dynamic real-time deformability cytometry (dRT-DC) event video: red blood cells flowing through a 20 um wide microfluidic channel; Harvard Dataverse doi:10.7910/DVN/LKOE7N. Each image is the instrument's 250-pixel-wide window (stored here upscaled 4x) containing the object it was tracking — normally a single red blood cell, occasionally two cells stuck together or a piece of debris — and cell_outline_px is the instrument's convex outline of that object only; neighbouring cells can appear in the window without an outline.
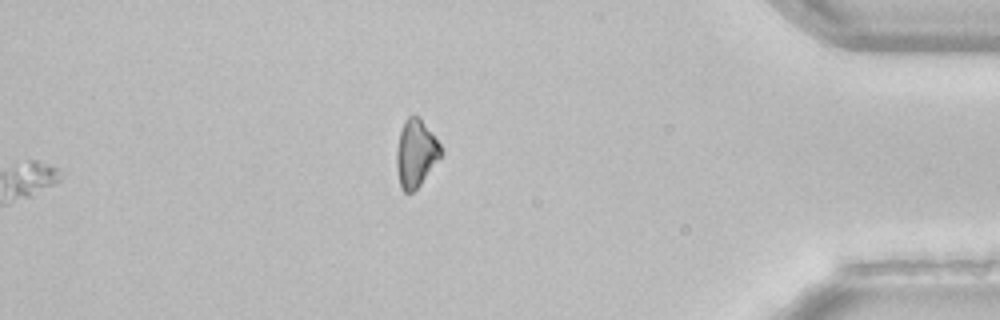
{"species": "common noctule bat (a hibernating species)", "species_latin": "Nyctalus noctula", "temperature_condition": "room temperature", "stored_images_in_passage": 48, "segment_of_instrument_passage": [2, 2], "camera_frame_rate_fps": 3000, "um_per_image_px": 0.085, "animal": {"sex": "female", "body_mass_g": 22.7, "forearm_length_mm": 54.2}, "frame": {"image": 1, "passage_image": 48, "time_ms": 15.667, "image_size_px": [1000, 320], "cell_outline_px": [[444, 152], [420, 184], [412, 192], [404, 192], [400, 188], [396, 168], [396, 148], [400, 132], [404, 120], [408, 116], [420, 116], [432, 132], [440, 144]], "centroid_in_image_um": [35.34, 13.01], "position_along_channel_um": 399.9, "area_um2": 17.57}}